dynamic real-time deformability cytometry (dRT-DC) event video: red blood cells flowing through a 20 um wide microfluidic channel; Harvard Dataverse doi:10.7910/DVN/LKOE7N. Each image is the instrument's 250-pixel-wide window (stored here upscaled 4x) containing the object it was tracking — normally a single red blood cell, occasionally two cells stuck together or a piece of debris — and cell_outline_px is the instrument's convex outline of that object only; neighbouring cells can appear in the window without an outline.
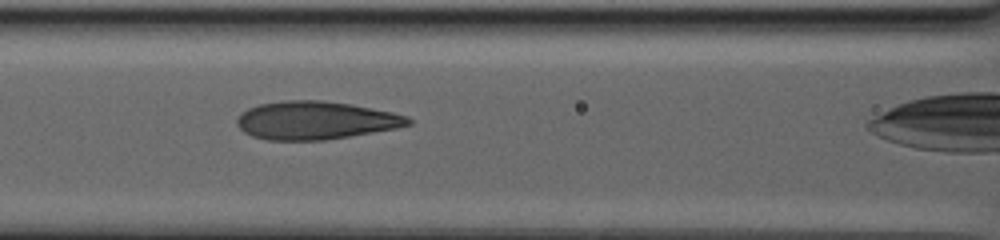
{"species": "human", "species_latin": "Homo sapiens", "temperature_condition": "warm", "stored_images_in_passage": 67, "camera_frame_rate_fps": 3000, "um_per_image_px": 0.085, "donor": {"sex": "male"}, "frame": {"image": 1, "passage_image": 34, "time_ms": 11.0, "image_size_px": [1000, 240], "cell_outline_px": [[412, 124], [396, 128], [324, 140], [268, 140], [252, 136], [244, 132], [236, 124], [236, 120], [240, 112], [248, 108], [260, 104], [284, 100], [320, 100], [348, 104], [392, 112], [408, 116], [412, 120]], "centroid_in_image_um": [26.78, 10.23], "position_along_channel_um": 139.8, "area_um2": 37.86}}
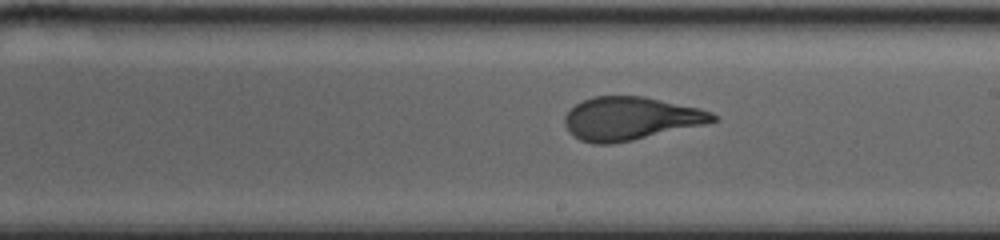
{"frame": {"image": 2, "passage_image": 45, "time_ms": 14.667, "image_size_px": [1000, 240], "cell_outline_px": [[720, 120], [704, 124], [632, 140], [612, 144], [592, 144], [580, 140], [568, 132], [564, 124], [564, 116], [576, 104], [584, 100], [596, 96], [644, 96], [700, 108], [712, 112]], "centroid_in_image_um": [53.58, 10.07], "position_along_channel_um": 235.4, "area_um2": 37.17}}
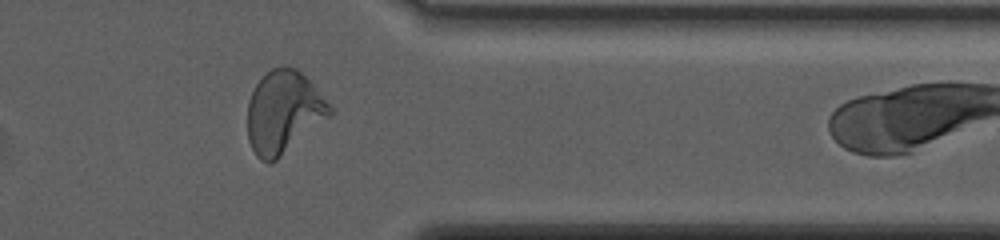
{"frame": {"image": 3, "passage_image": 63, "time_ms": 20.667, "image_size_px": [1000, 240], "cell_outline_px": [[332, 112], [328, 116], [276, 160], [268, 164], [260, 160], [256, 156], [248, 140], [248, 100], [256, 84], [272, 68], [296, 68], [312, 84], [332, 108]], "centroid_in_image_um": [24.05, 9.56], "position_along_channel_um": 387.3, "area_um2": 38.44}}